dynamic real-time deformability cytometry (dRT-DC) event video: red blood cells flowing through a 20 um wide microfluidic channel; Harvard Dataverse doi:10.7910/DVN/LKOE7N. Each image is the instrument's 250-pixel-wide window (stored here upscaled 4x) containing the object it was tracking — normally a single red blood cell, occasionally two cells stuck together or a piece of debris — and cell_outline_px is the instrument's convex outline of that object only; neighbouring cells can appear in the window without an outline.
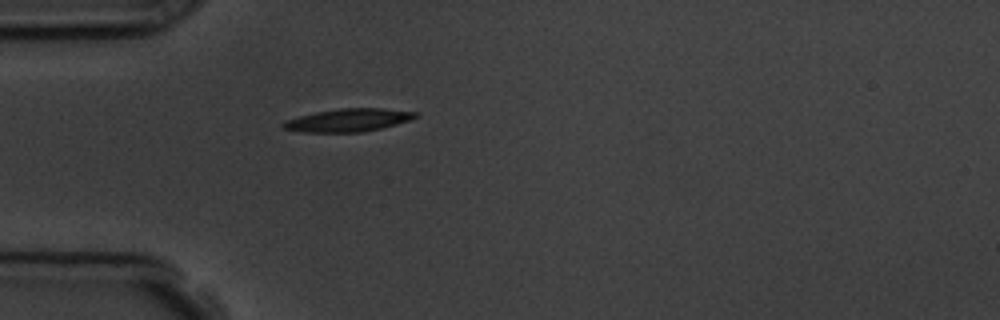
{"species": "common noctule bat (a hibernating species)", "species_latin": "Nyctalus noctula", "temperature_condition": "room temperature", "stored_images_in_passage": 1, "camera_frame_rate_fps": 3000, "um_per_image_px": 0.085, "animal": {"sex": "male", "body_mass_g": 19.5, "forearm_length_mm": 54.6}, "frame": {"image": 1, "passage_image": 1, "time_ms": 0.0, "image_size_px": [1000, 320], "cell_outline_px": [[420, 116], [396, 124], [364, 132], [304, 132], [284, 128], [280, 124], [284, 120], [316, 112], [340, 108], [384, 108], [416, 112]], "centroid_in_image_um": [29.6, 10.21], "position_along_channel_um": 55.4, "area_um2": 17.57}}